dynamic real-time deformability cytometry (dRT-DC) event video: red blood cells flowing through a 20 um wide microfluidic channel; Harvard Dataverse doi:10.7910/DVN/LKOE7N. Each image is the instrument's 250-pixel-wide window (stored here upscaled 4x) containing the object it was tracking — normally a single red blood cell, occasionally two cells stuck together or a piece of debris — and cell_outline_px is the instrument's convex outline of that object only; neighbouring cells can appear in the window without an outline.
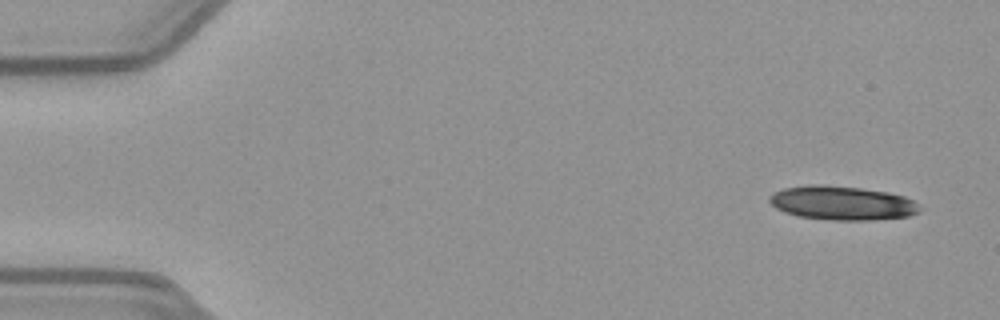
{"species": "common noctule bat (a hibernating species)", "species_latin": "Nyctalus noctula", "temperature_condition": "warm", "stored_images_in_passage": 51, "camera_frame_rate_fps": 3000, "um_per_image_px": 0.085, "animal": {"sex": "female", "body_mass_g": 21.9}, "frame": {"image": 1, "passage_image": 1, "time_ms": 0.0, "image_size_px": [1000, 320], "cell_outline_px": [[920, 212], [908, 216], [868, 220], [836, 220], [800, 216], [784, 212], [776, 208], [768, 200], [768, 196], [772, 192], [784, 188], [808, 184], [824, 184], [860, 188], [888, 192], [904, 196], [912, 200], [916, 204]], "centroid_in_image_um": [71.52, 17.24], "position_along_channel_um": 13.5, "area_um2": 29.65}}
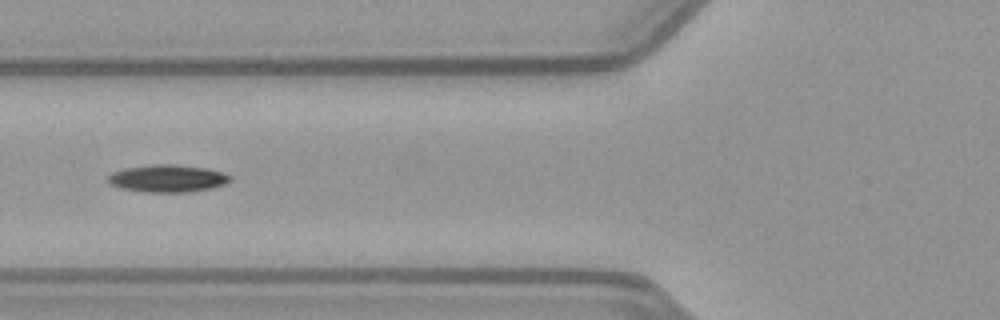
{"frame": {"image": 2, "passage_image": 19, "time_ms": 6.0, "image_size_px": [1000, 320], "cell_outline_px": [[232, 180], [224, 184], [212, 188], [188, 192], [148, 192], [120, 188], [112, 184], [108, 180], [108, 176], [112, 172], [124, 168], [156, 164], [176, 164], [208, 168], [224, 172], [232, 176]], "centroid_in_image_um": [14.29, 15.16], "position_along_channel_um": 111.5, "area_um2": 19.59}}
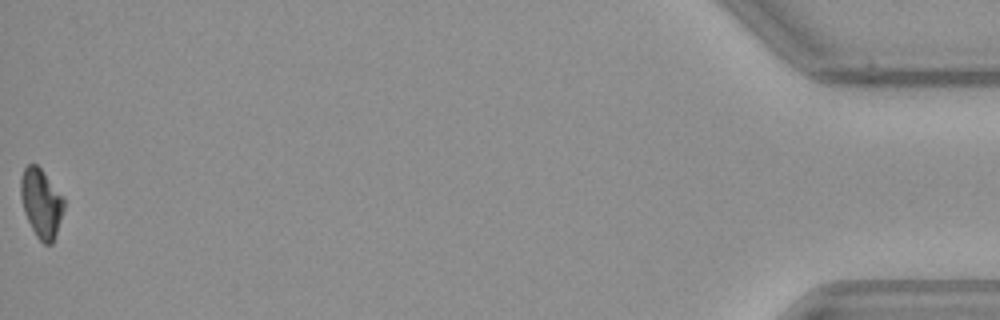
{"frame": {"image": 3, "passage_image": 51, "time_ms": 16.667, "image_size_px": [1000, 320], "cell_outline_px": [[64, 208], [52, 244], [44, 244], [36, 236], [24, 212], [20, 196], [20, 180], [24, 168], [28, 164], [36, 164], [40, 168], [64, 196]], "centroid_in_image_um": [3.5, 17.24], "position_along_channel_um": 431.7, "area_um2": 17.22}, "authors_computed_cell_mechanics": {"area_um2": 19.1896, "velocity_mm_per_s": 3.9549, "shape_relaxation_time_tau1_ms": 5.6251, "shape_relaxation_time_tau2_ms": null, "deformation_change_tau1": 0.1341, "deformation_change_tau2": null}}